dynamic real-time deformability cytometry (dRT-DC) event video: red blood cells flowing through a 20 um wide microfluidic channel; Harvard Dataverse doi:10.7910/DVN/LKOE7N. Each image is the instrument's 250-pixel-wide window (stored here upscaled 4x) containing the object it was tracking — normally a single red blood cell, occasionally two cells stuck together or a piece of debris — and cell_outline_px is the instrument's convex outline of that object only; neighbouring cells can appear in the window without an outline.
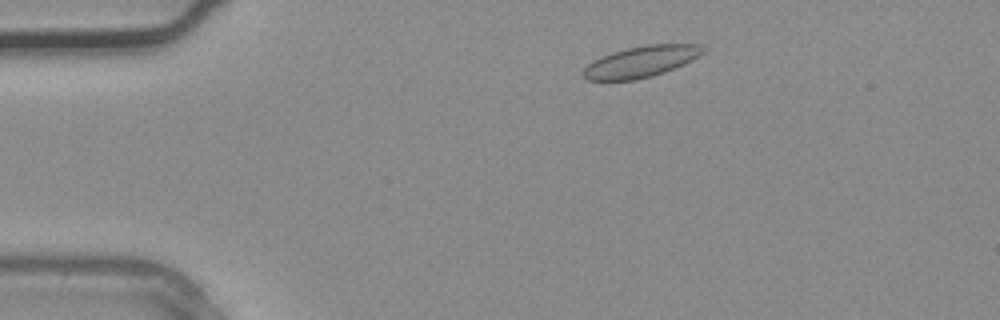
{"species": "common noctule bat (a hibernating species)", "species_latin": "Nyctalus noctula", "temperature_condition": "warm", "stored_images_in_passage": 2, "camera_frame_rate_fps": 3000, "um_per_image_px": 0.085, "animal": {"sex": "male", "body_mass_g": 20.4}, "frame": {"image": 1, "passage_image": 1, "time_ms": 0.0, "image_size_px": [1000, 320], "cell_outline_px": [[704, 52], [700, 56], [684, 64], [664, 72], [652, 76], [636, 80], [588, 80], [580, 76], [580, 72], [592, 60], [600, 56], [612, 52], [628, 48], [648, 44], [700, 44], [704, 48]], "centroid_in_image_um": [54.45, 5.24], "position_along_channel_um": 30.5, "area_um2": 21.96}}